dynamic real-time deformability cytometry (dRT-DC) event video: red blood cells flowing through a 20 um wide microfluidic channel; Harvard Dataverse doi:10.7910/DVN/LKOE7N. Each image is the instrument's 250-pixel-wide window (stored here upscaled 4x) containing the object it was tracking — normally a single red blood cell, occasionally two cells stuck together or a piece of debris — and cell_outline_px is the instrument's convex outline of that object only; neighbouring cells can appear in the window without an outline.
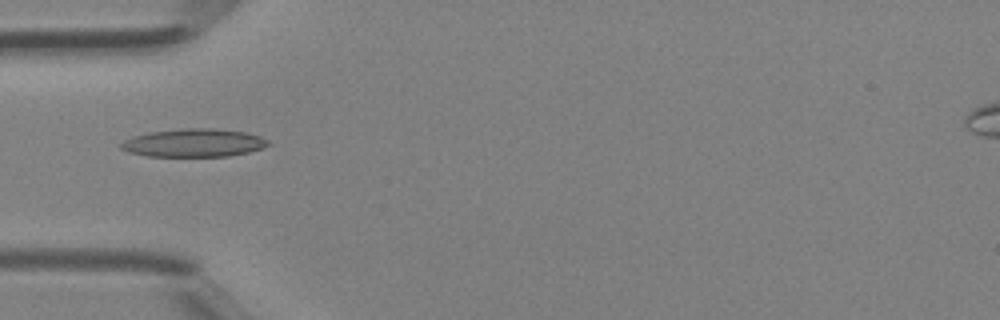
{"species": "Egyptian fruit bat (a non-hibernating species)", "species_latin": "Rousettus aegyptiacus", "temperature_condition": "room temperature", "stored_images_in_passage": 27, "camera_frame_rate_fps": 3000, "um_per_image_px": 0.085, "animal": {"sex": "female"}, "frame": {"image": 1, "passage_image": 1, "time_ms": 0.0, "image_size_px": [1000, 320], "cell_outline_px": [[272, 144], [264, 148], [248, 152], [228, 156], [148, 156], [128, 152], [120, 148], [120, 144], [124, 140], [132, 136], [148, 132], [180, 128], [212, 128], [244, 132], [260, 136], [268, 140]], "centroid_in_image_um": [16.47, 12.14], "position_along_channel_um": 68.5, "area_um2": 24.28}}
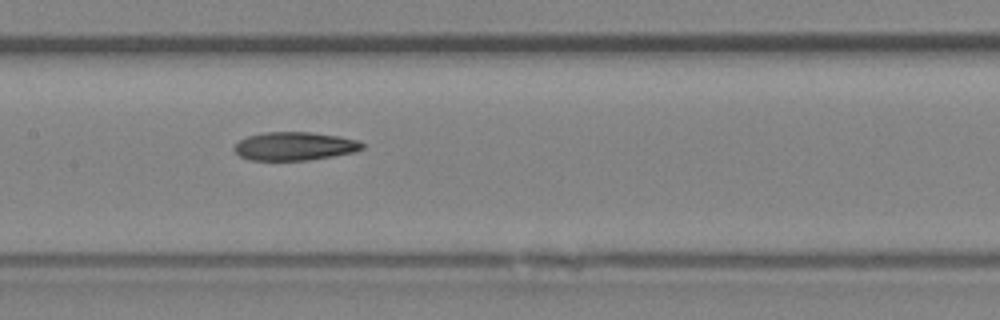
{"frame": {"image": 2, "passage_image": 8, "time_ms": 2.333, "image_size_px": [1000, 320], "cell_outline_px": [[364, 148], [356, 152], [308, 160], [248, 160], [240, 156], [232, 148], [240, 140], [248, 136], [264, 132], [308, 132], [340, 136], [356, 140], [364, 144]], "centroid_in_image_um": [25.04, 12.43], "position_along_channel_um": 182.4, "area_um2": 21.15}}
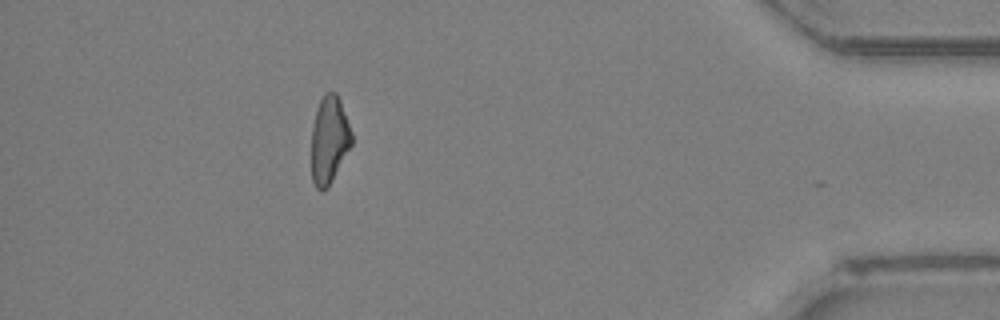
{"frame": {"image": 3, "passage_image": 25, "time_ms": 8.0, "image_size_px": [1000, 320], "cell_outline_px": [[352, 144], [328, 188], [320, 192], [316, 188], [312, 180], [312, 128], [316, 108], [324, 92], [336, 92], [340, 100], [352, 132]], "centroid_in_image_um": [27.98, 11.89], "position_along_channel_um": 407.2, "area_um2": 20.58}}